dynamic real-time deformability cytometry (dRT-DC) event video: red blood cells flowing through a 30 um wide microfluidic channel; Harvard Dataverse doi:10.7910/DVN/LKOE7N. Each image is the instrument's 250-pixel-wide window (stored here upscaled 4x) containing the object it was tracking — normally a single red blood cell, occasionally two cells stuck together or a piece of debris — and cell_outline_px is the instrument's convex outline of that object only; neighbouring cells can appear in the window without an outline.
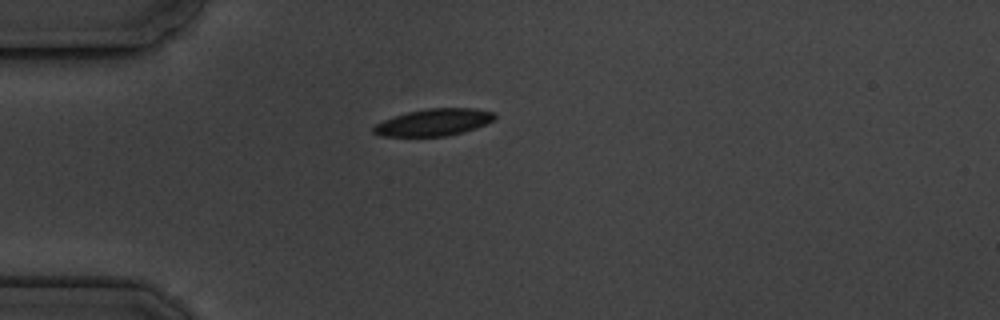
{"species": "common noctule bat (a hibernating species)", "species_latin": "Nyctalus noctula", "temperature_condition": "cold", "stored_images_in_passage": 7, "camera_frame_rate_fps": 3000, "um_per_image_px": 0.085, "animal": {"sex": "male", "body_mass_g": 19.5, "forearm_length_mm": 54.6}, "frame": {"image": 1, "passage_image": 1, "time_ms": 0.0, "image_size_px": [1000, 320], "cell_outline_px": [[496, 120], [476, 128], [464, 132], [448, 136], [380, 136], [372, 132], [372, 128], [376, 124], [384, 120], [408, 112], [428, 108], [476, 108], [496, 112]], "centroid_in_image_um": [36.94, 10.39], "position_along_channel_um": 48.1, "area_um2": 19.19}}
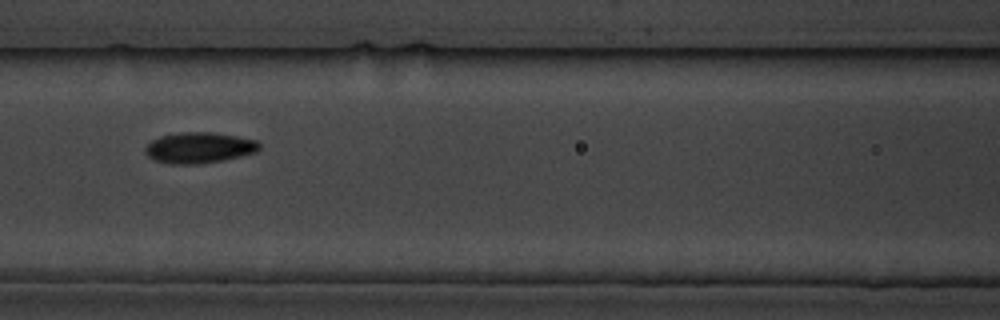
{"frame": {"image": 2, "passage_image": 4, "time_ms": 3.333, "image_size_px": [1000, 320], "cell_outline_px": [[260, 148], [256, 152], [224, 160], [196, 164], [168, 164], [152, 160], [144, 152], [144, 148], [152, 140], [160, 136], [180, 132], [216, 132], [256, 140], [260, 144]], "centroid_in_image_um": [16.9, 12.56], "position_along_channel_um": 149.7, "area_um2": 20.69}}
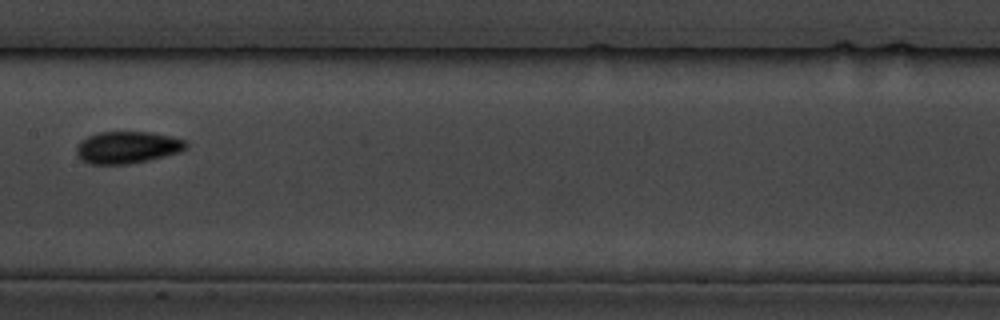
{"frame": {"image": 3, "passage_image": 5, "time_ms": 4.667, "image_size_px": [1000, 320], "cell_outline_px": [[188, 148], [180, 152], [148, 160], [128, 164], [88, 164], [76, 152], [76, 148], [80, 140], [96, 132], [152, 132], [172, 136], [184, 140], [188, 144]], "centroid_in_image_um": [10.84, 12.52], "position_along_channel_um": 196.6, "area_um2": 20.52}}